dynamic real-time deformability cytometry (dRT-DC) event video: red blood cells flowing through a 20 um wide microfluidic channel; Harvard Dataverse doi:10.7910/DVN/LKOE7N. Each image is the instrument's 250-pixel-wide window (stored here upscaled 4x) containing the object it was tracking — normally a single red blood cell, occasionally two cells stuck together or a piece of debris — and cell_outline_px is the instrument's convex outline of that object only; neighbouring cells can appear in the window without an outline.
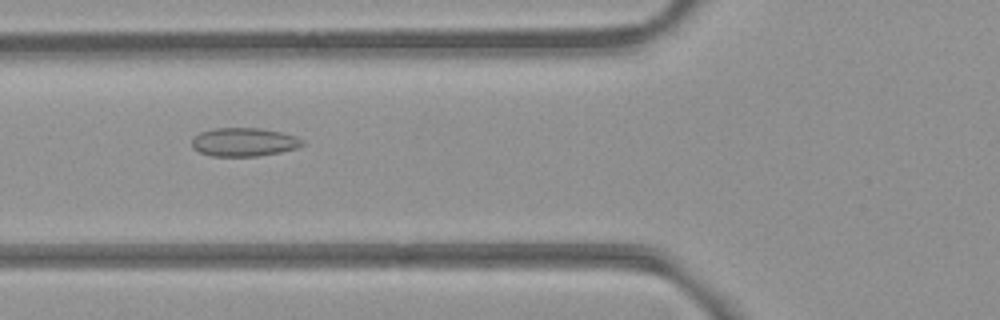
{"species": "common noctule bat (a hibernating species)", "species_latin": "Nyctalus noctula", "temperature_condition": "room temperature", "stored_images_in_passage": 32, "camera_frame_rate_fps": 3000, "um_per_image_px": 0.085, "animal": {"sex": "female", "body_mass_g": 21.9}, "frame": {"image": 1, "passage_image": 3, "time_ms": 0.667, "image_size_px": [1000, 320], "cell_outline_px": [[304, 144], [296, 148], [280, 152], [260, 156], [212, 156], [200, 152], [192, 148], [192, 136], [200, 132], [216, 128], [260, 128], [280, 132], [296, 136], [304, 140]], "centroid_in_image_um": [20.72, 12.07], "position_along_channel_um": 105.1, "area_um2": 18.44}}
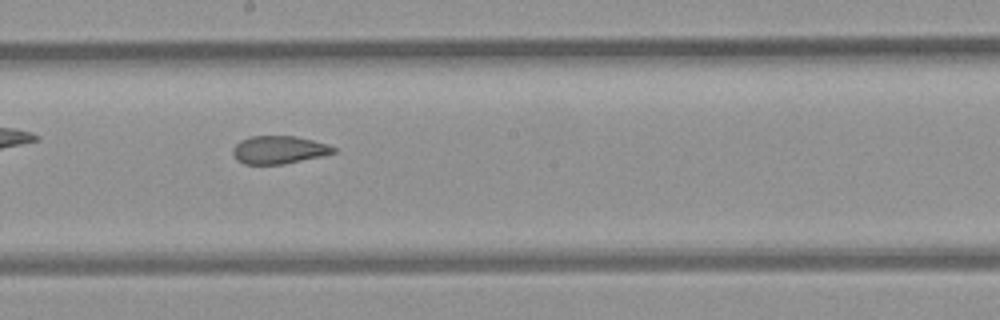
{"frame": {"image": 2, "passage_image": 12, "time_ms": 3.667, "image_size_px": [1000, 320], "cell_outline_px": [[336, 152], [324, 156], [284, 164], [244, 164], [236, 160], [232, 152], [232, 148], [240, 140], [248, 136], [296, 136], [328, 144], [336, 148]], "centroid_in_image_um": [23.7, 12.73], "position_along_channel_um": 224.5, "area_um2": 16.59}}
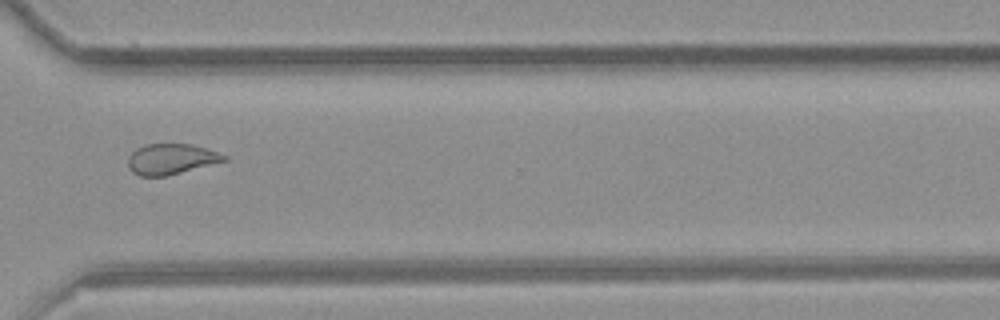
{"frame": {"image": 3, "passage_image": 22, "time_ms": 7.0, "image_size_px": [1000, 320], "cell_outline_px": [[228, 160], [168, 176], [140, 176], [132, 172], [128, 168], [128, 156], [136, 148], [144, 144], [192, 144], [228, 156]], "centroid_in_image_um": [14.52, 13.53], "position_along_channel_um": 356.1, "area_um2": 17.22}}